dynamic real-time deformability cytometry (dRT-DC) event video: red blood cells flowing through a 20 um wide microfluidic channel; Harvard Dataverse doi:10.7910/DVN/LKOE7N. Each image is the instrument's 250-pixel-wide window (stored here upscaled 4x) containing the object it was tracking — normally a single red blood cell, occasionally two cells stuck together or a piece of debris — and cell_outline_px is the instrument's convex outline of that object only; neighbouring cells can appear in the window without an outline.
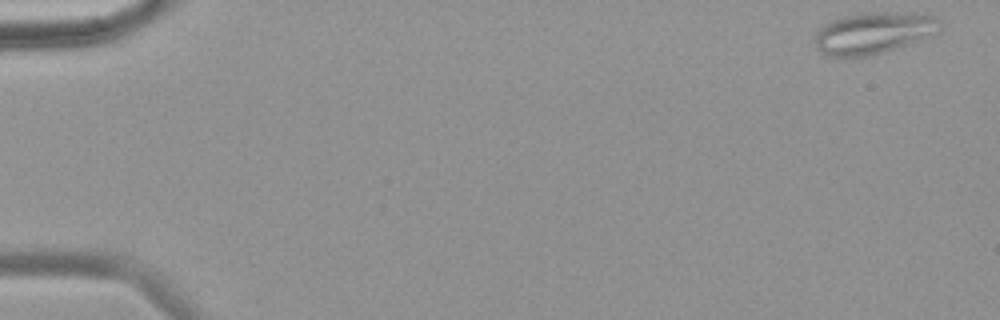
{"species": "common noctule bat (a hibernating species)", "species_latin": "Nyctalus noctula", "temperature_condition": "warm", "stored_images_in_passage": 18, "camera_frame_rate_fps": 3000, "um_per_image_px": 0.085, "animal": {"sex": "female", "body_mass_g": 18.4}, "frame": {"image": 1, "passage_image": 1, "time_ms": 0.0, "image_size_px": [1000, 320], "cell_outline_px": [[944, 24], [940, 32], [920, 40], [884, 52], [864, 56], [828, 56], [820, 52], [816, 48], [812, 40], [816, 32], [824, 24], [832, 20], [844, 16], [864, 12], [924, 12], [936, 16]], "centroid_in_image_um": [74.31, 2.77], "position_along_channel_um": 10.7, "area_um2": 31.1}}